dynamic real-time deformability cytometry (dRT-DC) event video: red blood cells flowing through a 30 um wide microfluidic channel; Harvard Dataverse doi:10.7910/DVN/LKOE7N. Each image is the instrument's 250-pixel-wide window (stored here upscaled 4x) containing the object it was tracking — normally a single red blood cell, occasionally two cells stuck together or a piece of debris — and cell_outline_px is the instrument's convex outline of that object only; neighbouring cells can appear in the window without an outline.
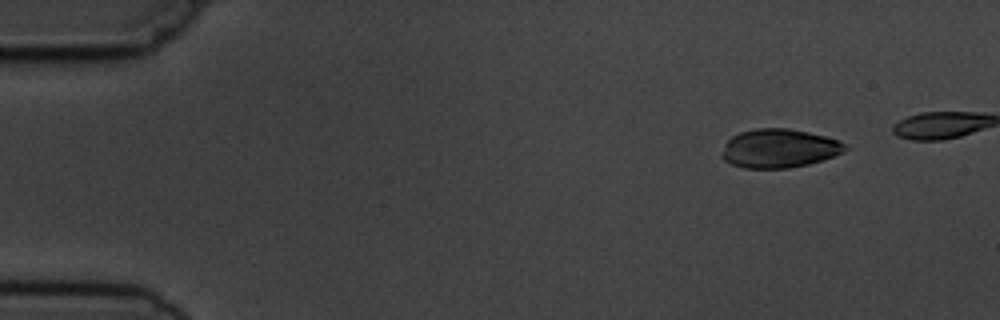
{"species": "common noctule bat (a hibernating species)", "species_latin": "Nyctalus noctula", "temperature_condition": "cold", "stored_images_in_passage": 6, "segment_of_instrument_passage": [1, 2], "camera_frame_rate_fps": 3000, "um_per_image_px": 0.085, "animal": {"sex": "male", "body_mass_g": 19.5, "forearm_length_mm": 54.6}, "frame": {"image": 1, "passage_image": 1, "time_ms": 0.0, "image_size_px": [1000, 320], "cell_outline_px": [[848, 148], [844, 152], [808, 164], [788, 168], [744, 168], [732, 164], [724, 160], [720, 156], [728, 140], [732, 136], [740, 132], [756, 128], [788, 128], [808, 132], [840, 140]], "centroid_in_image_um": [66.22, 12.61], "position_along_channel_um": 18.8, "area_um2": 27.69}}
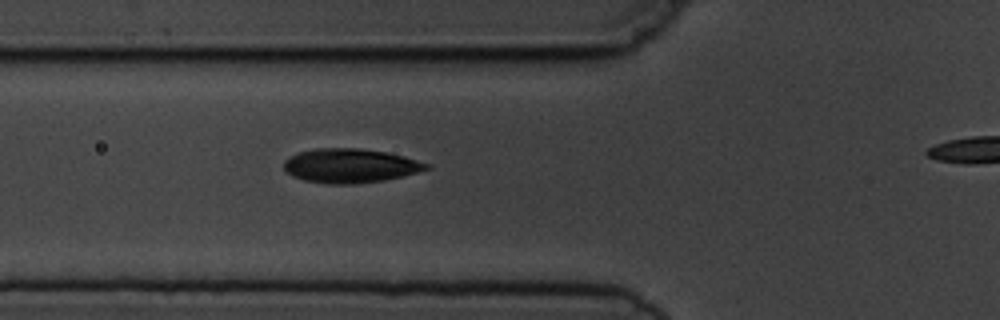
{"frame": {"image": 2, "passage_image": 5, "time_ms": 4.667, "image_size_px": [1000, 320], "cell_outline_px": [[432, 168], [420, 172], [404, 176], [384, 180], [356, 184], [324, 184], [304, 180], [292, 176], [284, 172], [284, 160], [288, 156], [312, 148], [360, 148], [384, 152], [404, 156], [432, 164]], "centroid_in_image_um": [29.77, 14.09], "position_along_channel_um": 96.0, "area_um2": 28.84}}